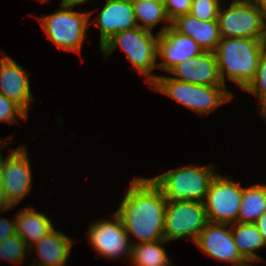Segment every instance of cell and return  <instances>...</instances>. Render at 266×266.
Returning <instances> with one entry per match:
<instances>
[{
    "mask_svg": "<svg viewBox=\"0 0 266 266\" xmlns=\"http://www.w3.org/2000/svg\"><path fill=\"white\" fill-rule=\"evenodd\" d=\"M89 0H62L61 4L65 6H72L75 7L80 4H84L88 2Z\"/></svg>",
    "mask_w": 266,
    "mask_h": 266,
    "instance_id": "obj_32",
    "label": "cell"
},
{
    "mask_svg": "<svg viewBox=\"0 0 266 266\" xmlns=\"http://www.w3.org/2000/svg\"><path fill=\"white\" fill-rule=\"evenodd\" d=\"M16 234V221L0 216V242Z\"/></svg>",
    "mask_w": 266,
    "mask_h": 266,
    "instance_id": "obj_29",
    "label": "cell"
},
{
    "mask_svg": "<svg viewBox=\"0 0 266 266\" xmlns=\"http://www.w3.org/2000/svg\"><path fill=\"white\" fill-rule=\"evenodd\" d=\"M266 212V185L243 187L242 201L237 216L239 223H254Z\"/></svg>",
    "mask_w": 266,
    "mask_h": 266,
    "instance_id": "obj_21",
    "label": "cell"
},
{
    "mask_svg": "<svg viewBox=\"0 0 266 266\" xmlns=\"http://www.w3.org/2000/svg\"><path fill=\"white\" fill-rule=\"evenodd\" d=\"M114 220L101 219L88 228V241L93 249L108 259L121 255L131 258L132 242L126 233L120 217L114 213Z\"/></svg>",
    "mask_w": 266,
    "mask_h": 266,
    "instance_id": "obj_10",
    "label": "cell"
},
{
    "mask_svg": "<svg viewBox=\"0 0 266 266\" xmlns=\"http://www.w3.org/2000/svg\"><path fill=\"white\" fill-rule=\"evenodd\" d=\"M229 225L231 224L208 222L194 243L208 257L239 266L245 259L237 249L231 227L226 229Z\"/></svg>",
    "mask_w": 266,
    "mask_h": 266,
    "instance_id": "obj_12",
    "label": "cell"
},
{
    "mask_svg": "<svg viewBox=\"0 0 266 266\" xmlns=\"http://www.w3.org/2000/svg\"><path fill=\"white\" fill-rule=\"evenodd\" d=\"M18 116L26 120L29 115L19 104L0 94V122L18 123Z\"/></svg>",
    "mask_w": 266,
    "mask_h": 266,
    "instance_id": "obj_27",
    "label": "cell"
},
{
    "mask_svg": "<svg viewBox=\"0 0 266 266\" xmlns=\"http://www.w3.org/2000/svg\"><path fill=\"white\" fill-rule=\"evenodd\" d=\"M75 240L69 236L53 229L43 238H41L30 251L37 252L36 266H65L70 256L71 247Z\"/></svg>",
    "mask_w": 266,
    "mask_h": 266,
    "instance_id": "obj_18",
    "label": "cell"
},
{
    "mask_svg": "<svg viewBox=\"0 0 266 266\" xmlns=\"http://www.w3.org/2000/svg\"><path fill=\"white\" fill-rule=\"evenodd\" d=\"M168 73L175 75L170 78L181 82L203 86H224L214 52L204 51L196 57L175 65Z\"/></svg>",
    "mask_w": 266,
    "mask_h": 266,
    "instance_id": "obj_15",
    "label": "cell"
},
{
    "mask_svg": "<svg viewBox=\"0 0 266 266\" xmlns=\"http://www.w3.org/2000/svg\"><path fill=\"white\" fill-rule=\"evenodd\" d=\"M167 241L132 243L131 261L133 266H171V260L165 251Z\"/></svg>",
    "mask_w": 266,
    "mask_h": 266,
    "instance_id": "obj_22",
    "label": "cell"
},
{
    "mask_svg": "<svg viewBox=\"0 0 266 266\" xmlns=\"http://www.w3.org/2000/svg\"><path fill=\"white\" fill-rule=\"evenodd\" d=\"M26 146H20L6 157L1 170L3 189L8 201L15 207L32 189V168Z\"/></svg>",
    "mask_w": 266,
    "mask_h": 266,
    "instance_id": "obj_11",
    "label": "cell"
},
{
    "mask_svg": "<svg viewBox=\"0 0 266 266\" xmlns=\"http://www.w3.org/2000/svg\"><path fill=\"white\" fill-rule=\"evenodd\" d=\"M149 86L199 113L200 116L209 115L234 97L226 86L196 85L175 80L170 76H158Z\"/></svg>",
    "mask_w": 266,
    "mask_h": 266,
    "instance_id": "obj_5",
    "label": "cell"
},
{
    "mask_svg": "<svg viewBox=\"0 0 266 266\" xmlns=\"http://www.w3.org/2000/svg\"><path fill=\"white\" fill-rule=\"evenodd\" d=\"M0 94L19 104L27 113L31 101L34 102L29 74L7 54L0 59Z\"/></svg>",
    "mask_w": 266,
    "mask_h": 266,
    "instance_id": "obj_14",
    "label": "cell"
},
{
    "mask_svg": "<svg viewBox=\"0 0 266 266\" xmlns=\"http://www.w3.org/2000/svg\"><path fill=\"white\" fill-rule=\"evenodd\" d=\"M204 50L189 36L176 32L171 26H165L158 32L157 57L162 62L157 68L168 72L175 65L196 57Z\"/></svg>",
    "mask_w": 266,
    "mask_h": 266,
    "instance_id": "obj_13",
    "label": "cell"
},
{
    "mask_svg": "<svg viewBox=\"0 0 266 266\" xmlns=\"http://www.w3.org/2000/svg\"><path fill=\"white\" fill-rule=\"evenodd\" d=\"M218 11L221 37H241L266 40V23L260 3L232 2Z\"/></svg>",
    "mask_w": 266,
    "mask_h": 266,
    "instance_id": "obj_7",
    "label": "cell"
},
{
    "mask_svg": "<svg viewBox=\"0 0 266 266\" xmlns=\"http://www.w3.org/2000/svg\"><path fill=\"white\" fill-rule=\"evenodd\" d=\"M215 169L213 165H189L169 170L150 179L161 189L167 202H203L209 185L216 176Z\"/></svg>",
    "mask_w": 266,
    "mask_h": 266,
    "instance_id": "obj_3",
    "label": "cell"
},
{
    "mask_svg": "<svg viewBox=\"0 0 266 266\" xmlns=\"http://www.w3.org/2000/svg\"><path fill=\"white\" fill-rule=\"evenodd\" d=\"M226 175L216 174L212 179L204 202L209 222L233 224L242 201L243 187Z\"/></svg>",
    "mask_w": 266,
    "mask_h": 266,
    "instance_id": "obj_8",
    "label": "cell"
},
{
    "mask_svg": "<svg viewBox=\"0 0 266 266\" xmlns=\"http://www.w3.org/2000/svg\"><path fill=\"white\" fill-rule=\"evenodd\" d=\"M132 5L138 27L152 31L162 20L166 21L165 24H169L168 27L171 26L164 2L132 0ZM139 21L142 24L138 23Z\"/></svg>",
    "mask_w": 266,
    "mask_h": 266,
    "instance_id": "obj_23",
    "label": "cell"
},
{
    "mask_svg": "<svg viewBox=\"0 0 266 266\" xmlns=\"http://www.w3.org/2000/svg\"><path fill=\"white\" fill-rule=\"evenodd\" d=\"M171 27L191 37L204 51L214 52L221 40L217 20L202 21L188 13L172 20Z\"/></svg>",
    "mask_w": 266,
    "mask_h": 266,
    "instance_id": "obj_17",
    "label": "cell"
},
{
    "mask_svg": "<svg viewBox=\"0 0 266 266\" xmlns=\"http://www.w3.org/2000/svg\"><path fill=\"white\" fill-rule=\"evenodd\" d=\"M28 251L30 252V249L26 246L24 239L17 233L0 242V258L3 261L22 264Z\"/></svg>",
    "mask_w": 266,
    "mask_h": 266,
    "instance_id": "obj_24",
    "label": "cell"
},
{
    "mask_svg": "<svg viewBox=\"0 0 266 266\" xmlns=\"http://www.w3.org/2000/svg\"><path fill=\"white\" fill-rule=\"evenodd\" d=\"M232 2H254V3H260L261 0H232Z\"/></svg>",
    "mask_w": 266,
    "mask_h": 266,
    "instance_id": "obj_37",
    "label": "cell"
},
{
    "mask_svg": "<svg viewBox=\"0 0 266 266\" xmlns=\"http://www.w3.org/2000/svg\"><path fill=\"white\" fill-rule=\"evenodd\" d=\"M265 48L266 40L221 37L214 53L222 84L226 86L225 81L229 80L244 90L254 79Z\"/></svg>",
    "mask_w": 266,
    "mask_h": 266,
    "instance_id": "obj_2",
    "label": "cell"
},
{
    "mask_svg": "<svg viewBox=\"0 0 266 266\" xmlns=\"http://www.w3.org/2000/svg\"><path fill=\"white\" fill-rule=\"evenodd\" d=\"M249 262L252 264H249ZM253 262H256V260H245L243 261L239 266H256V265H253Z\"/></svg>",
    "mask_w": 266,
    "mask_h": 266,
    "instance_id": "obj_36",
    "label": "cell"
},
{
    "mask_svg": "<svg viewBox=\"0 0 266 266\" xmlns=\"http://www.w3.org/2000/svg\"><path fill=\"white\" fill-rule=\"evenodd\" d=\"M97 19L89 23L99 27V48L119 31L138 27L132 0H107Z\"/></svg>",
    "mask_w": 266,
    "mask_h": 266,
    "instance_id": "obj_16",
    "label": "cell"
},
{
    "mask_svg": "<svg viewBox=\"0 0 266 266\" xmlns=\"http://www.w3.org/2000/svg\"><path fill=\"white\" fill-rule=\"evenodd\" d=\"M72 6L62 5L55 12L39 17L41 26L57 48L81 53L82 44L88 36L91 12H78Z\"/></svg>",
    "mask_w": 266,
    "mask_h": 266,
    "instance_id": "obj_6",
    "label": "cell"
},
{
    "mask_svg": "<svg viewBox=\"0 0 266 266\" xmlns=\"http://www.w3.org/2000/svg\"><path fill=\"white\" fill-rule=\"evenodd\" d=\"M0 150H1V148L2 147H5L6 145V143H4V139H1L0 138ZM2 143H4V144H2ZM3 155L0 153V171L2 170V168H3V166H4V164H5V161H6V158L4 159L3 157H2Z\"/></svg>",
    "mask_w": 266,
    "mask_h": 266,
    "instance_id": "obj_34",
    "label": "cell"
},
{
    "mask_svg": "<svg viewBox=\"0 0 266 266\" xmlns=\"http://www.w3.org/2000/svg\"><path fill=\"white\" fill-rule=\"evenodd\" d=\"M204 202H167L164 218V239L167 242L189 238L195 242L208 223Z\"/></svg>",
    "mask_w": 266,
    "mask_h": 266,
    "instance_id": "obj_9",
    "label": "cell"
},
{
    "mask_svg": "<svg viewBox=\"0 0 266 266\" xmlns=\"http://www.w3.org/2000/svg\"><path fill=\"white\" fill-rule=\"evenodd\" d=\"M157 38L158 33L154 36L150 30L135 27L114 34L100 50L106 58L118 47L122 49L133 68L146 77V84L151 85L158 77L151 74L157 68Z\"/></svg>",
    "mask_w": 266,
    "mask_h": 266,
    "instance_id": "obj_4",
    "label": "cell"
},
{
    "mask_svg": "<svg viewBox=\"0 0 266 266\" xmlns=\"http://www.w3.org/2000/svg\"><path fill=\"white\" fill-rule=\"evenodd\" d=\"M220 0H193L190 14L198 20H217Z\"/></svg>",
    "mask_w": 266,
    "mask_h": 266,
    "instance_id": "obj_26",
    "label": "cell"
},
{
    "mask_svg": "<svg viewBox=\"0 0 266 266\" xmlns=\"http://www.w3.org/2000/svg\"><path fill=\"white\" fill-rule=\"evenodd\" d=\"M139 1H150V2H164V0H139Z\"/></svg>",
    "mask_w": 266,
    "mask_h": 266,
    "instance_id": "obj_38",
    "label": "cell"
},
{
    "mask_svg": "<svg viewBox=\"0 0 266 266\" xmlns=\"http://www.w3.org/2000/svg\"><path fill=\"white\" fill-rule=\"evenodd\" d=\"M244 91L257 96L259 98V103L266 97V48L259 58L254 79L248 84Z\"/></svg>",
    "mask_w": 266,
    "mask_h": 266,
    "instance_id": "obj_25",
    "label": "cell"
},
{
    "mask_svg": "<svg viewBox=\"0 0 266 266\" xmlns=\"http://www.w3.org/2000/svg\"><path fill=\"white\" fill-rule=\"evenodd\" d=\"M260 4L262 7V11H263L264 21L266 23V0H261Z\"/></svg>",
    "mask_w": 266,
    "mask_h": 266,
    "instance_id": "obj_35",
    "label": "cell"
},
{
    "mask_svg": "<svg viewBox=\"0 0 266 266\" xmlns=\"http://www.w3.org/2000/svg\"><path fill=\"white\" fill-rule=\"evenodd\" d=\"M193 0H164L167 16L172 21L180 15L190 13Z\"/></svg>",
    "mask_w": 266,
    "mask_h": 266,
    "instance_id": "obj_28",
    "label": "cell"
},
{
    "mask_svg": "<svg viewBox=\"0 0 266 266\" xmlns=\"http://www.w3.org/2000/svg\"><path fill=\"white\" fill-rule=\"evenodd\" d=\"M259 109L266 121V97L259 103Z\"/></svg>",
    "mask_w": 266,
    "mask_h": 266,
    "instance_id": "obj_33",
    "label": "cell"
},
{
    "mask_svg": "<svg viewBox=\"0 0 266 266\" xmlns=\"http://www.w3.org/2000/svg\"><path fill=\"white\" fill-rule=\"evenodd\" d=\"M14 207L11 205V203L8 201L5 191L3 189V177L2 173L0 171V212H5L8 210H12Z\"/></svg>",
    "mask_w": 266,
    "mask_h": 266,
    "instance_id": "obj_30",
    "label": "cell"
},
{
    "mask_svg": "<svg viewBox=\"0 0 266 266\" xmlns=\"http://www.w3.org/2000/svg\"><path fill=\"white\" fill-rule=\"evenodd\" d=\"M257 229L261 233L263 240L266 244V212L262 214L255 222Z\"/></svg>",
    "mask_w": 266,
    "mask_h": 266,
    "instance_id": "obj_31",
    "label": "cell"
},
{
    "mask_svg": "<svg viewBox=\"0 0 266 266\" xmlns=\"http://www.w3.org/2000/svg\"><path fill=\"white\" fill-rule=\"evenodd\" d=\"M15 220L16 233L24 239L29 249L54 229L53 221L31 206L17 213Z\"/></svg>",
    "mask_w": 266,
    "mask_h": 266,
    "instance_id": "obj_19",
    "label": "cell"
},
{
    "mask_svg": "<svg viewBox=\"0 0 266 266\" xmlns=\"http://www.w3.org/2000/svg\"><path fill=\"white\" fill-rule=\"evenodd\" d=\"M232 235L240 255L245 260H256L262 262L263 259L255 250L266 246L263 237L254 223H233L231 224Z\"/></svg>",
    "mask_w": 266,
    "mask_h": 266,
    "instance_id": "obj_20",
    "label": "cell"
},
{
    "mask_svg": "<svg viewBox=\"0 0 266 266\" xmlns=\"http://www.w3.org/2000/svg\"><path fill=\"white\" fill-rule=\"evenodd\" d=\"M167 201L161 189L150 178L131 180L119 209L115 212L136 243L164 240V218Z\"/></svg>",
    "mask_w": 266,
    "mask_h": 266,
    "instance_id": "obj_1",
    "label": "cell"
}]
</instances>
